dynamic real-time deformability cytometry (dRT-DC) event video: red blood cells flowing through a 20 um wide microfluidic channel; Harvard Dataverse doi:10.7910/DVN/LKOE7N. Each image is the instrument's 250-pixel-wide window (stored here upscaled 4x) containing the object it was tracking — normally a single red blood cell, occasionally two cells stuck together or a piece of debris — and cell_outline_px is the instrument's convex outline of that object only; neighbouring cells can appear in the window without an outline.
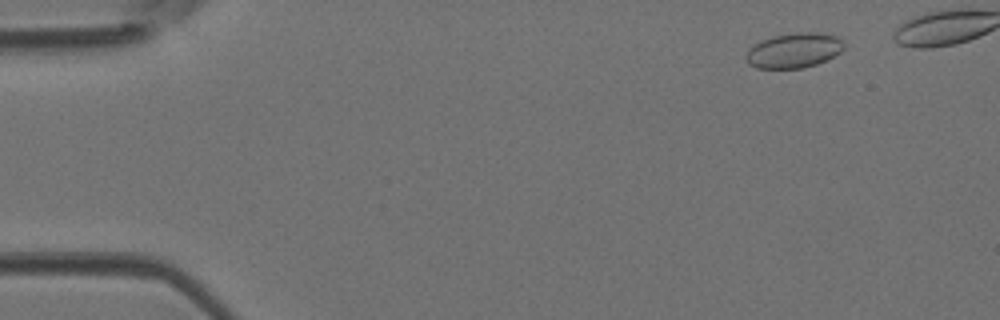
{"species": "Egyptian fruit bat (a non-hibernating species)", "species_latin": "Rousettus aegyptiacus", "temperature_condition": "room temperature", "stored_images_in_passage": 41, "camera_frame_rate_fps": 3000, "um_per_image_px": 0.085, "animal": {"sex": "female"}, "frame": {"image": 1, "passage_image": 5, "time_ms": 1.333, "image_size_px": [1000, 320], "cell_outline_px": [[844, 48], [840, 52], [816, 64], [804, 68], [756, 68], [748, 64], [744, 60], [744, 56], [748, 48], [752, 44], [760, 40], [772, 36], [796, 32], [816, 32], [840, 36], [844, 44]], "centroid_in_image_um": [67.43, 4.27], "position_along_channel_um": 17.6, "area_um2": 20.29}}
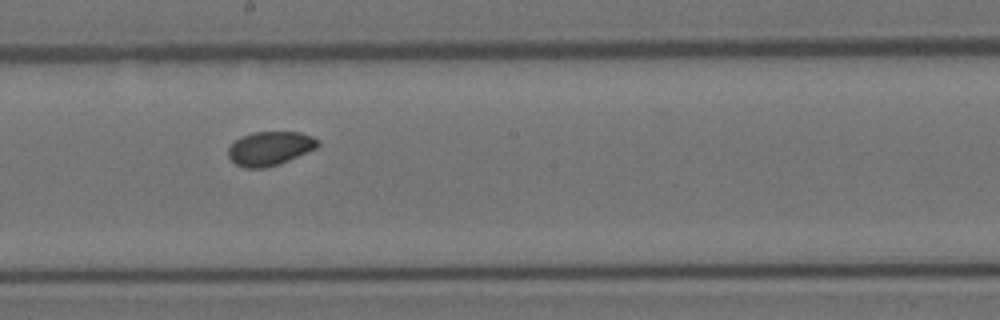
{"frame": {"image": 2, "passage_image": 26, "time_ms": 8.333, "image_size_px": [1000, 320], "cell_outline_px": [[320, 144], [316, 148], [288, 160], [264, 168], [244, 168], [236, 164], [228, 156], [228, 148], [240, 136], [252, 132], [300, 132], [312, 136], [320, 140]], "centroid_in_image_um": [22.94, 12.6], "position_along_channel_um": 225.3, "area_um2": 17.63}}
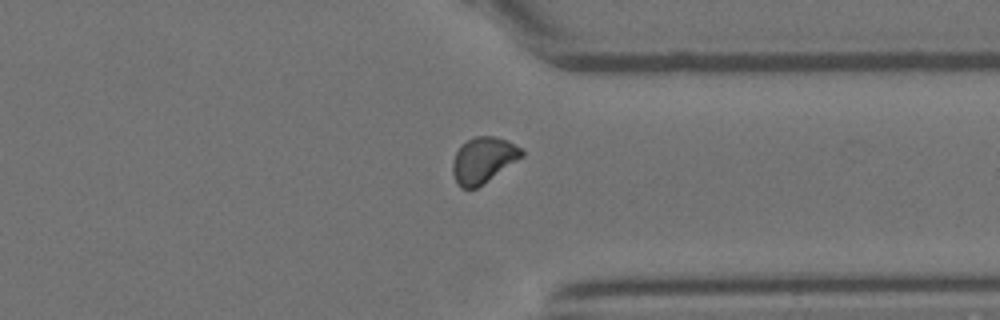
{"frame": {"image": 3, "passage_image": 36, "time_ms": 11.667, "image_size_px": [1000, 320], "cell_outline_px": [[524, 156], [476, 188], [460, 188], [456, 184], [452, 172], [452, 164], [456, 152], [460, 144], [476, 136], [496, 136], [508, 140], [524, 148]], "centroid_in_image_um": [41.09, 13.58], "position_along_channel_um": 370.3, "area_um2": 18.61}}